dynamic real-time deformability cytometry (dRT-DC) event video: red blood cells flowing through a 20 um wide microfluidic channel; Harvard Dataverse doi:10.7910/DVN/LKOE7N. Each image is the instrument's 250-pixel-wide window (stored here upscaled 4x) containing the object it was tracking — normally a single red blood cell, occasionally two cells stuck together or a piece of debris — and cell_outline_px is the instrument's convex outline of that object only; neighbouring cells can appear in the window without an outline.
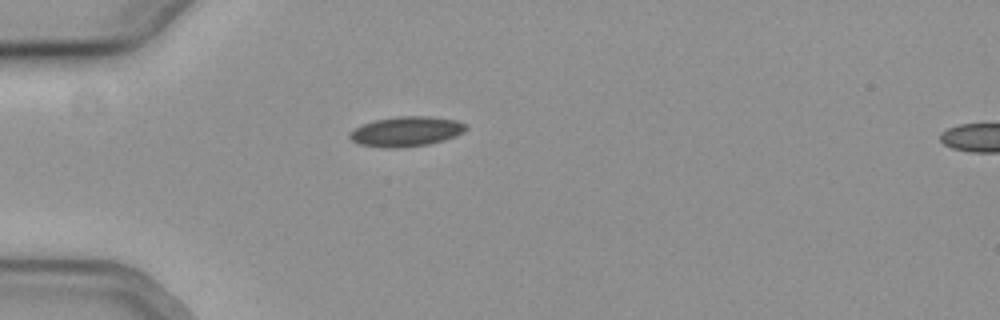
{"species": "common noctule bat (a hibernating species)", "species_latin": "Nyctalus noctula", "temperature_condition": "cold", "stored_images_in_passage": 41, "camera_frame_rate_fps": 3000, "um_per_image_px": 0.085, "animal": {"sex": "female", "body_mass_g": 19.3, "forearm_length_mm": 54.1}, "frame": {"image": 1, "passage_image": 1, "time_ms": 0.0, "image_size_px": [1000, 320], "cell_outline_px": [[468, 128], [464, 132], [444, 140], [428, 144], [392, 148], [360, 144], [352, 140], [348, 136], [356, 128], [364, 124], [376, 120], [396, 116], [432, 116], [456, 120], [468, 124]], "centroid_in_image_um": [34.6, 11.16], "position_along_channel_um": 50.4, "area_um2": 20.0}}
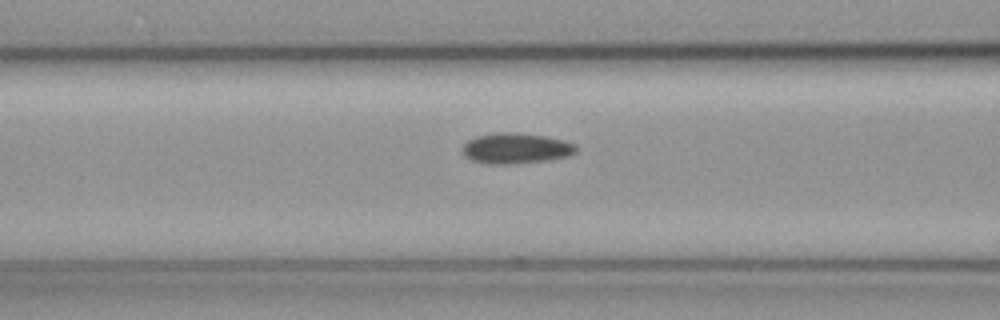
{"frame": {"image": 2, "passage_image": 8, "time_ms": 2.333, "image_size_px": [1000, 320], "cell_outline_px": [[576, 152], [568, 156], [544, 160], [504, 164], [488, 164], [472, 160], [464, 156], [464, 144], [468, 140], [476, 136], [496, 132], [516, 132], [544, 136], [564, 140], [576, 144]], "centroid_in_image_um": [43.84, 12.59], "position_along_channel_um": 122.8, "area_um2": 20.06}}
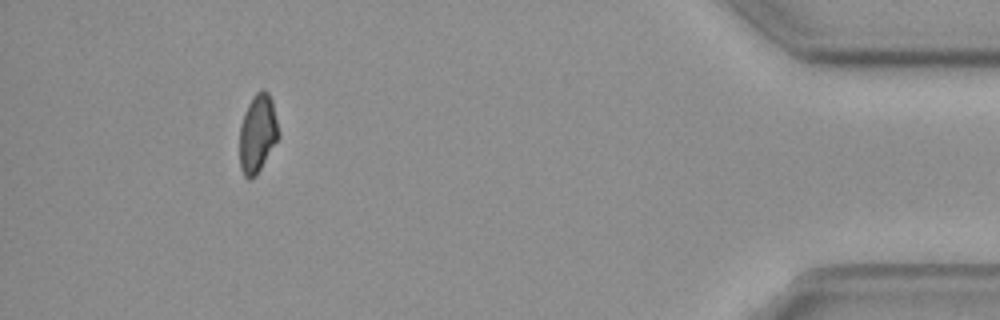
{"frame": {"image": 3, "passage_image": 36, "time_ms": 11.667, "image_size_px": [1000, 320], "cell_outline_px": [[280, 136], [256, 176], [248, 180], [244, 176], [240, 168], [240, 124], [244, 112], [248, 104], [256, 92], [260, 88], [264, 88], [268, 92], [272, 100], [280, 132]], "centroid_in_image_um": [21.9, 11.33], "position_along_channel_um": 413.3, "area_um2": 18.03}}